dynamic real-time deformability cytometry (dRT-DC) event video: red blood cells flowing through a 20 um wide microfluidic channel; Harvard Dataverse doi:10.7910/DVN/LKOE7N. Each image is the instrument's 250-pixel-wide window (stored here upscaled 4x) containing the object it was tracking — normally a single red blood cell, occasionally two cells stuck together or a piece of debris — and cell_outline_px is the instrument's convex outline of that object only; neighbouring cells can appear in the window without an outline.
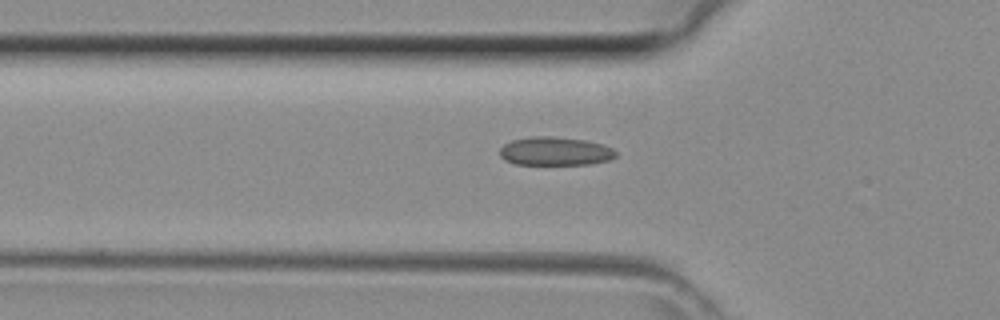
{"species": "common noctule bat (a hibernating species)", "species_latin": "Nyctalus noctula", "temperature_condition": "room temperature", "stored_images_in_passage": 10, "camera_frame_rate_fps": 3000, "um_per_image_px": 0.085, "animal": {"sex": "female", "body_mass_g": 29.2, "forearm_length_mm": 56.3}, "frame": {"image": 1, "passage_image": 9, "time_ms": 2.667, "image_size_px": [1000, 320], "cell_outline_px": [[616, 156], [608, 160], [592, 164], [516, 164], [504, 160], [500, 156], [500, 148], [504, 144], [512, 140], [532, 136], [552, 136], [584, 140], [600, 144], [612, 148], [616, 152]], "centroid_in_image_um": [47.16, 12.85], "position_along_channel_um": 78.6, "area_um2": 19.19}}